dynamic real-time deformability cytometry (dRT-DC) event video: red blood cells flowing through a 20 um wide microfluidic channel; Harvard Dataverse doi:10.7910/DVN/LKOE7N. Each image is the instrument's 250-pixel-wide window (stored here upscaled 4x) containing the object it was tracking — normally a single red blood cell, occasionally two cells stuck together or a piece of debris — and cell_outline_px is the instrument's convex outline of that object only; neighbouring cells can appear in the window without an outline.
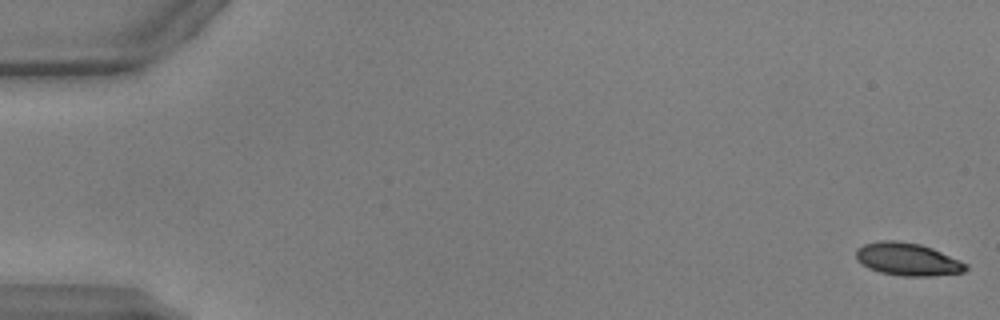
{"species": "common noctule bat (a hibernating species)", "species_latin": "Nyctalus noctula", "temperature_condition": "warm", "stored_images_in_passage": 52, "camera_frame_rate_fps": 3000, "um_per_image_px": 0.085, "animal": {"sex": "male", "body_mass_g": 17.9, "forearm_length_mm": 54.2}, "frame": {"image": 1, "passage_image": 1, "time_ms": 0.0, "image_size_px": [1000, 320], "cell_outline_px": [[968, 268], [964, 272], [932, 276], [900, 276], [880, 272], [868, 268], [860, 264], [856, 260], [856, 248], [864, 244], [880, 240], [896, 240], [920, 244], [932, 248], [960, 260], [968, 264]], "centroid_in_image_um": [77.12, 22.04], "position_along_channel_um": 7.9, "area_um2": 21.15}}
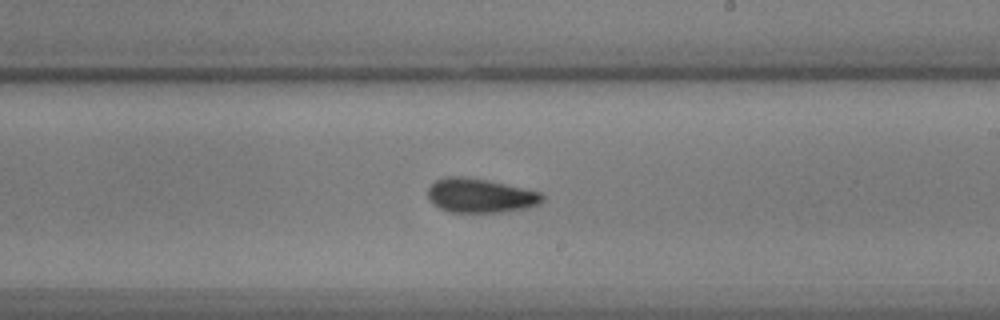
{"frame": {"image": 2, "passage_image": 31, "time_ms": 10.0, "image_size_px": [1000, 320], "cell_outline_px": [[544, 200], [540, 204], [528, 208], [500, 212], [448, 212], [440, 208], [428, 200], [428, 188], [436, 180], [448, 176], [460, 176], [488, 180], [524, 188], [540, 192], [544, 196]], "centroid_in_image_um": [40.83, 16.63], "position_along_channel_um": 248.2, "area_um2": 22.89}}
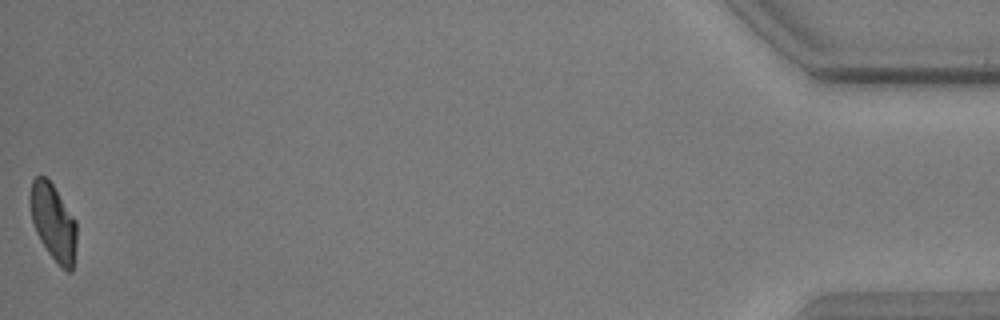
{"frame": {"image": 3, "passage_image": 52, "time_ms": 17.0, "image_size_px": [1000, 320], "cell_outline_px": [[76, 244], [72, 272], [68, 272], [48, 252], [40, 240], [36, 232], [32, 220], [28, 200], [28, 196], [32, 180], [36, 176], [44, 176], [52, 184], [76, 220]], "centroid_in_image_um": [4.51, 18.85], "position_along_channel_um": 430.7, "area_um2": 20.63}, "authors_computed_cell_mechanics": {"area_um2": 22.0796, "velocity_mm_per_s": 3.9163, "shape_relaxation_time_tau1_ms": 4.6439, "shape_relaxation_time_tau2_ms": 2.7765, "deformation_change_tau1": 0.1625, "deformation_change_tau2": 0.0832}}